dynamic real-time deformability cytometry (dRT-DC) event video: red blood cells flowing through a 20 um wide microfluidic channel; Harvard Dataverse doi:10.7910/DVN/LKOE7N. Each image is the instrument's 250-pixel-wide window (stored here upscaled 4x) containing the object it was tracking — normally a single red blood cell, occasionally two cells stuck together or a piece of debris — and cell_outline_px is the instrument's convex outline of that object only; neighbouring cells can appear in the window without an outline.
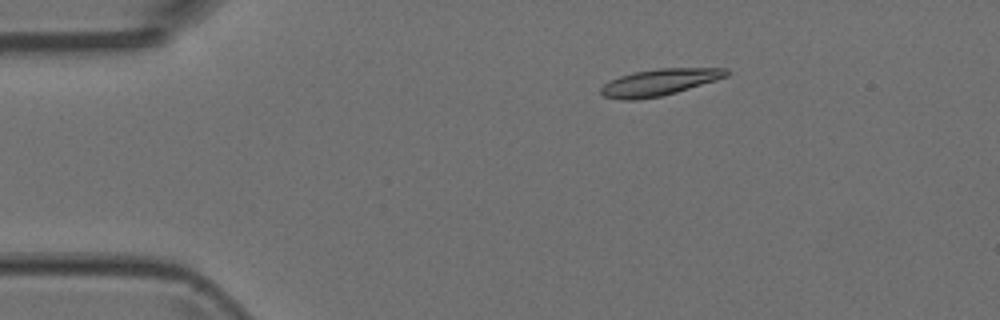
{"species": "Egyptian fruit bat (a non-hibernating species)", "species_latin": "Rousettus aegyptiacus", "temperature_condition": "room temperature", "stored_images_in_passage": 4, "camera_frame_rate_fps": 3000, "um_per_image_px": 0.085, "animal": {"sex": "female"}, "frame": {"image": 1, "passage_image": 1, "time_ms": 0.0, "image_size_px": [1000, 320], "cell_outline_px": [[728, 76], [716, 80], [676, 92], [660, 96], [632, 100], [624, 100], [604, 96], [600, 92], [600, 88], [604, 84], [620, 76], [636, 72], [656, 68], [728, 68]], "centroid_in_image_um": [56.06, 6.98], "position_along_channel_um": 28.9, "area_um2": 19.19}}
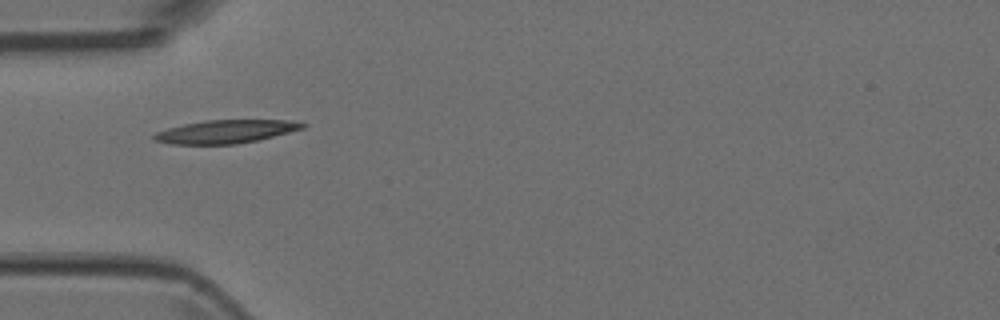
{"frame": {"image": 2, "passage_image": 3, "time_ms": 0.667, "image_size_px": [1000, 320], "cell_outline_px": [[308, 124], [304, 128], [256, 140], [236, 144], [168, 144], [156, 140], [152, 136], [156, 132], [168, 128], [184, 124], [204, 120], [292, 120]], "centroid_in_image_um": [19.18, 11.18], "position_along_channel_um": 65.8, "area_um2": 19.94}}
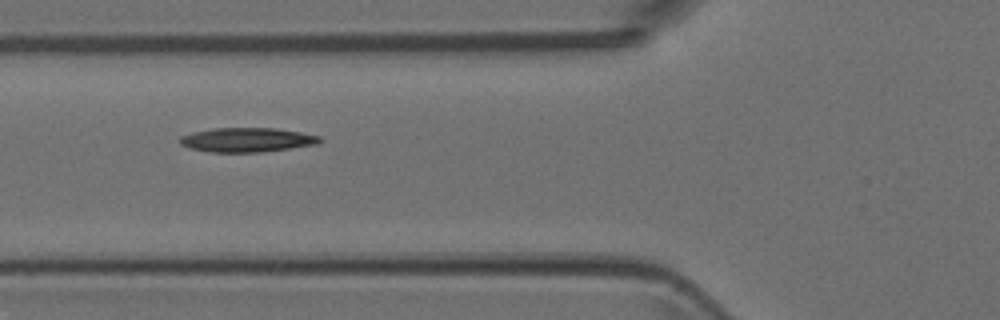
{"frame": {"image": 3, "passage_image": 4, "time_ms": 1.0, "image_size_px": [1000, 320], "cell_outline_px": [[324, 140], [316, 144], [260, 152], [208, 152], [188, 148], [180, 144], [180, 136], [192, 132], [212, 128], [276, 128], [300, 132], [320, 136]], "centroid_in_image_um": [20.96, 11.88], "position_along_channel_um": 104.8, "area_um2": 19.83}}